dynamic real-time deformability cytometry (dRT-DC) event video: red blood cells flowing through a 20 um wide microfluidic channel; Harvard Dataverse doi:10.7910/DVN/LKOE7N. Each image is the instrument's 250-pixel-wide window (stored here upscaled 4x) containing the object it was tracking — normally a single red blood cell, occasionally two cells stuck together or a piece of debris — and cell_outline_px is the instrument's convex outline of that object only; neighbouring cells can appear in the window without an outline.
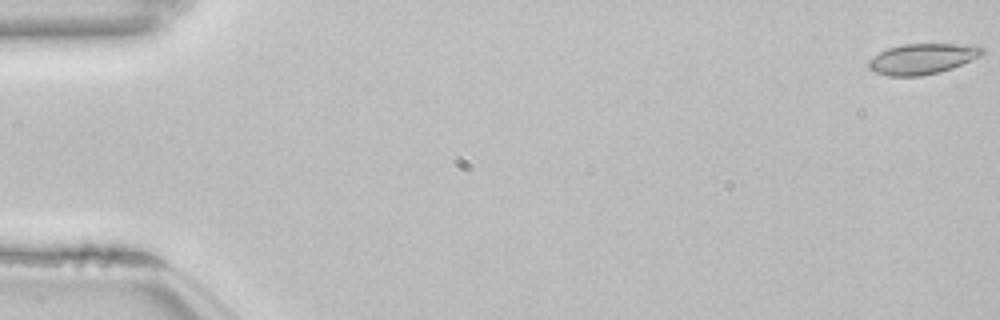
{"species": "common noctule bat (a hibernating species)", "species_latin": "Nyctalus noctula", "temperature_condition": "room temperature", "stored_images_in_passage": 54, "camera_frame_rate_fps": 3000, "um_per_image_px": 0.085, "animal": {"sex": "female", "body_mass_g": 22.7, "forearm_length_mm": 54.2}, "frame": {"image": 1, "passage_image": 1, "time_ms": 0.0, "image_size_px": [1000, 320], "cell_outline_px": [[984, 52], [980, 56], [952, 68], [940, 72], [920, 76], [888, 76], [876, 72], [868, 68], [868, 60], [872, 56], [888, 48], [900, 44], [976, 44], [984, 48]], "centroid_in_image_um": [78.4, 4.99], "position_along_channel_um": 6.6, "area_um2": 20.4}}
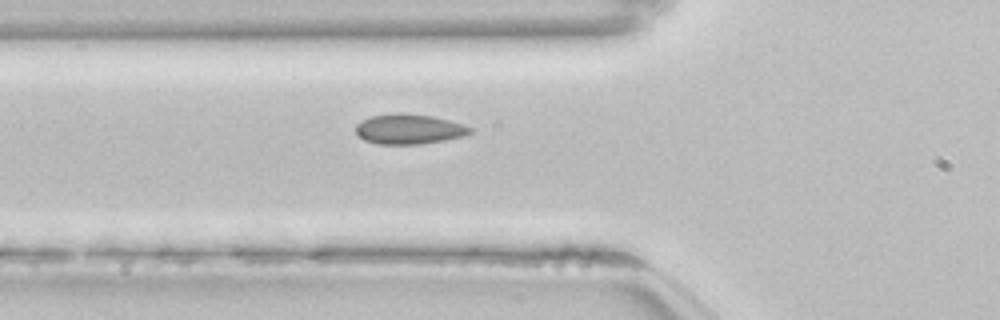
{"frame": {"image": 2, "passage_image": 20, "time_ms": 6.333, "image_size_px": [1000, 320], "cell_outline_px": [[472, 132], [464, 136], [444, 140], [420, 144], [376, 144], [364, 140], [356, 132], [356, 124], [372, 116], [432, 116], [464, 124], [472, 128]], "centroid_in_image_um": [34.81, 11.03], "position_along_channel_um": 91.0, "area_um2": 19.07}}
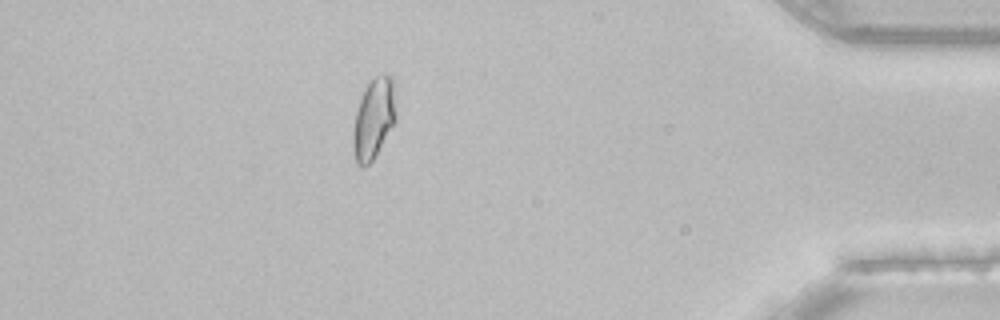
{"frame": {"image": 3, "passage_image": 48, "time_ms": 15.667, "image_size_px": [1000, 320], "cell_outline_px": [[396, 120], [372, 160], [364, 168], [356, 164], [352, 144], [352, 128], [356, 112], [360, 100], [368, 84], [376, 76], [392, 76], [396, 112]], "centroid_in_image_um": [31.74, 10.13], "position_along_channel_um": 403.5, "area_um2": 19.83}, "authors_computed_cell_mechanics": {"area_um2": 19.5653, "velocity_mm_per_s": 3.8416, "shape_relaxation_time_tau1_ms": null, "shape_relaxation_time_tau2_ms": 0.7205, "deformation_change_tau1": null, "deformation_change_tau2": 0.0465}}